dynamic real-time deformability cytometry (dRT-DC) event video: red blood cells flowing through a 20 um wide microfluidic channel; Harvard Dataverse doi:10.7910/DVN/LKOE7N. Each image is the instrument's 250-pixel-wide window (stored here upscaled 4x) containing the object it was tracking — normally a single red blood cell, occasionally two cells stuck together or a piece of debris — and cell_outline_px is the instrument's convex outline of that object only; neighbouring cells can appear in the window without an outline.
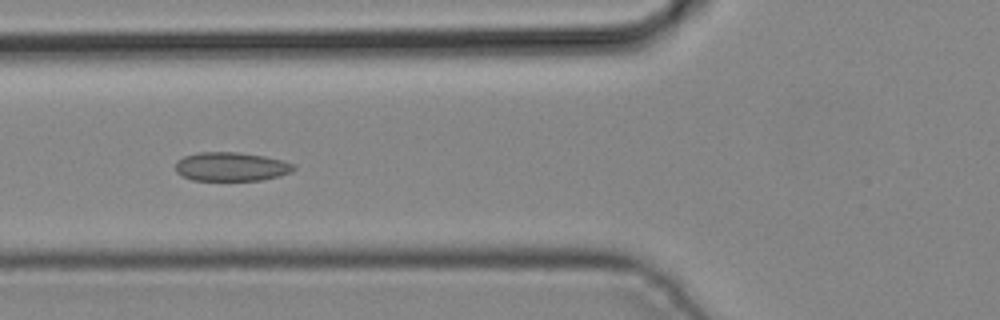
{"species": "common noctule bat (a hibernating species)", "species_latin": "Nyctalus noctula", "temperature_condition": "cold", "stored_images_in_passage": 4, "camera_frame_rate_fps": 3000, "um_per_image_px": 0.085, "animal": {"sex": "male", "body_mass_g": 19.2, "forearm_length_mm": 51.8}, "frame": {"image": 1, "passage_image": 4, "time_ms": 1.0, "image_size_px": [1000, 320], "cell_outline_px": [[296, 168], [292, 172], [280, 176], [260, 180], [192, 180], [176, 172], [176, 164], [184, 156], [200, 152], [240, 152], [264, 156], [284, 160], [296, 164]], "centroid_in_image_um": [19.72, 14.16], "position_along_channel_um": 106.1, "area_um2": 19.94}}